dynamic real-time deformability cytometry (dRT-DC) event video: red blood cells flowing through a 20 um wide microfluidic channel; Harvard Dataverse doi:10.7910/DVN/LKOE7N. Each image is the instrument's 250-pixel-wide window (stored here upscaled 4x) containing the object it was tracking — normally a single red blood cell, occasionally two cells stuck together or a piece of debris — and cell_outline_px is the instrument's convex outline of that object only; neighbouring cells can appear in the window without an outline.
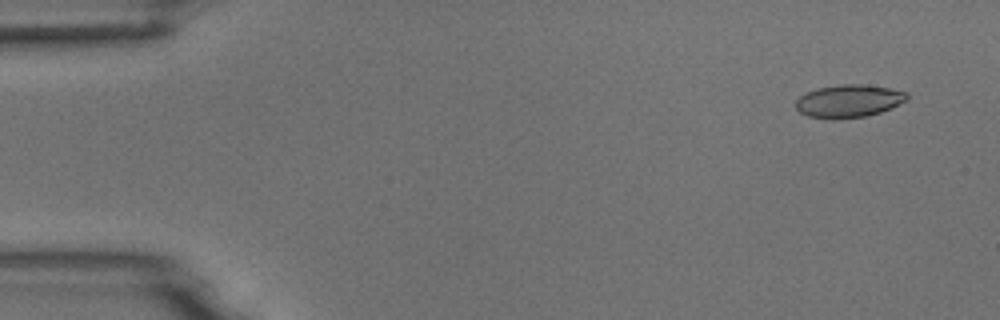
{"species": "common noctule bat (a hibernating species)", "species_latin": "Nyctalus noctula", "temperature_condition": "room temperature", "stored_images_in_passage": 53, "camera_frame_rate_fps": 3000, "um_per_image_px": 0.085, "animal": {"sex": "male", "body_mass_g": 18.8}, "frame": {"image": 1, "passage_image": 2, "time_ms": 0.333, "image_size_px": [1000, 320], "cell_outline_px": [[908, 100], [892, 108], [868, 116], [832, 120], [808, 116], [800, 112], [796, 108], [796, 100], [800, 96], [816, 88], [840, 84], [860, 84], [888, 88], [908, 92]], "centroid_in_image_um": [72.15, 8.6], "position_along_channel_um": 12.8, "area_um2": 21.44}}
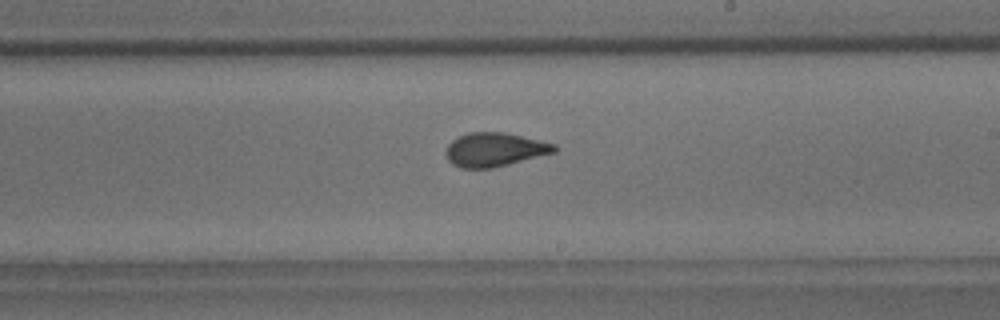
{"frame": {"image": 2, "passage_image": 30, "time_ms": 9.667, "image_size_px": [1000, 320], "cell_outline_px": [[560, 148], [556, 152], [492, 168], [460, 168], [452, 164], [448, 160], [444, 152], [448, 144], [456, 136], [468, 132], [504, 132], [556, 144]], "centroid_in_image_um": [42.02, 12.71], "position_along_channel_um": 247.0, "area_um2": 21.56}}
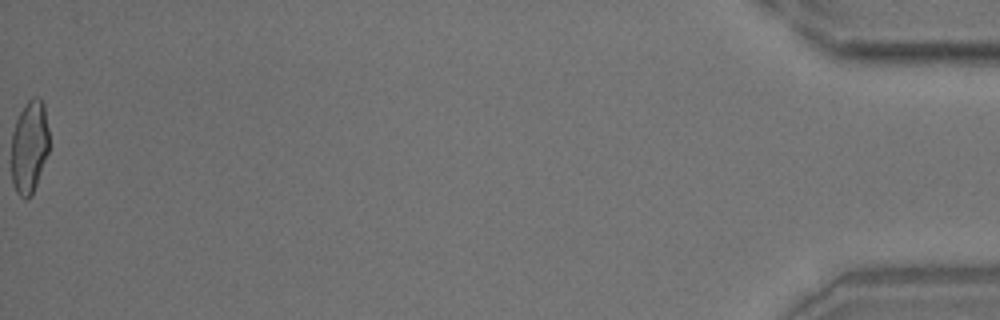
{"frame": {"image": 3, "passage_image": 53, "time_ms": 17.333, "image_size_px": [1000, 320], "cell_outline_px": [[48, 152], [36, 184], [28, 200], [24, 200], [16, 192], [12, 184], [12, 132], [16, 120], [24, 104], [32, 96], [40, 96], [44, 104], [48, 128]], "centroid_in_image_um": [2.49, 12.45], "position_along_channel_um": 432.7, "area_um2": 20.52}, "authors_computed_cell_mechanics": {"area_um2": 21.4438, "velocity_mm_per_s": 3.7317, "shape_relaxation_time_tau1_ms": 7.8693, "shape_relaxation_time_tau2_ms": 1.0738, "deformation_change_tau1": 0.1758, "deformation_change_tau2": 0.056}}